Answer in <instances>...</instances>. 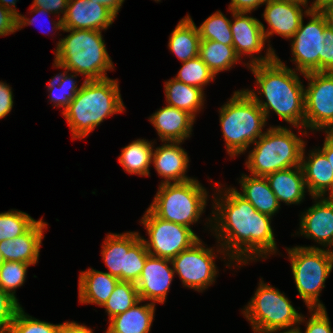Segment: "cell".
I'll return each mask as SVG.
<instances>
[{
  "label": "cell",
  "instance_id": "1",
  "mask_svg": "<svg viewBox=\"0 0 333 333\" xmlns=\"http://www.w3.org/2000/svg\"><path fill=\"white\" fill-rule=\"evenodd\" d=\"M224 195L225 199H215L214 209L217 212L213 213L217 223L214 224V231L219 232L215 234L218 240L221 238L220 241H223L220 244L224 249L221 250H226V255L238 264L275 253L277 248L270 225L272 216L257 211L235 188L226 190Z\"/></svg>",
  "mask_w": 333,
  "mask_h": 333
},
{
  "label": "cell",
  "instance_id": "2",
  "mask_svg": "<svg viewBox=\"0 0 333 333\" xmlns=\"http://www.w3.org/2000/svg\"><path fill=\"white\" fill-rule=\"evenodd\" d=\"M247 65L256 78V84L267 100L259 99L254 90H246L269 117L270 109L281 119L298 127H305V91L295 70L286 67L269 47L265 57L250 59Z\"/></svg>",
  "mask_w": 333,
  "mask_h": 333
},
{
  "label": "cell",
  "instance_id": "3",
  "mask_svg": "<svg viewBox=\"0 0 333 333\" xmlns=\"http://www.w3.org/2000/svg\"><path fill=\"white\" fill-rule=\"evenodd\" d=\"M125 109L116 80H84L81 89L62 112L73 139L88 136L104 118Z\"/></svg>",
  "mask_w": 333,
  "mask_h": 333
},
{
  "label": "cell",
  "instance_id": "4",
  "mask_svg": "<svg viewBox=\"0 0 333 333\" xmlns=\"http://www.w3.org/2000/svg\"><path fill=\"white\" fill-rule=\"evenodd\" d=\"M70 32L57 44L54 65L86 76L85 80L108 78L106 71L113 69L101 31L89 29H62Z\"/></svg>",
  "mask_w": 333,
  "mask_h": 333
},
{
  "label": "cell",
  "instance_id": "5",
  "mask_svg": "<svg viewBox=\"0 0 333 333\" xmlns=\"http://www.w3.org/2000/svg\"><path fill=\"white\" fill-rule=\"evenodd\" d=\"M219 112L223 137L231 157L245 152L264 134V112L246 90L235 91Z\"/></svg>",
  "mask_w": 333,
  "mask_h": 333
},
{
  "label": "cell",
  "instance_id": "6",
  "mask_svg": "<svg viewBox=\"0 0 333 333\" xmlns=\"http://www.w3.org/2000/svg\"><path fill=\"white\" fill-rule=\"evenodd\" d=\"M305 142L286 127H270L255 142L246 161L251 175L265 177L278 170L301 166Z\"/></svg>",
  "mask_w": 333,
  "mask_h": 333
},
{
  "label": "cell",
  "instance_id": "7",
  "mask_svg": "<svg viewBox=\"0 0 333 333\" xmlns=\"http://www.w3.org/2000/svg\"><path fill=\"white\" fill-rule=\"evenodd\" d=\"M207 192L196 180L162 183L149 209L159 218L190 228L205 209Z\"/></svg>",
  "mask_w": 333,
  "mask_h": 333
},
{
  "label": "cell",
  "instance_id": "8",
  "mask_svg": "<svg viewBox=\"0 0 333 333\" xmlns=\"http://www.w3.org/2000/svg\"><path fill=\"white\" fill-rule=\"evenodd\" d=\"M299 295L309 309L325 308L318 296L333 268V251L315 246L287 248Z\"/></svg>",
  "mask_w": 333,
  "mask_h": 333
},
{
  "label": "cell",
  "instance_id": "9",
  "mask_svg": "<svg viewBox=\"0 0 333 333\" xmlns=\"http://www.w3.org/2000/svg\"><path fill=\"white\" fill-rule=\"evenodd\" d=\"M259 284L255 295L243 311L254 333H272L288 328L290 329L287 332L296 331L297 327L293 326L304 321L303 316L278 289L261 280Z\"/></svg>",
  "mask_w": 333,
  "mask_h": 333
},
{
  "label": "cell",
  "instance_id": "10",
  "mask_svg": "<svg viewBox=\"0 0 333 333\" xmlns=\"http://www.w3.org/2000/svg\"><path fill=\"white\" fill-rule=\"evenodd\" d=\"M102 245V257L111 276L136 284L150 255L137 232L108 234Z\"/></svg>",
  "mask_w": 333,
  "mask_h": 333
},
{
  "label": "cell",
  "instance_id": "11",
  "mask_svg": "<svg viewBox=\"0 0 333 333\" xmlns=\"http://www.w3.org/2000/svg\"><path fill=\"white\" fill-rule=\"evenodd\" d=\"M141 222L149 235V240L142 238L143 242L148 253L154 257L172 260L199 240L191 228L165 221L157 217L149 208Z\"/></svg>",
  "mask_w": 333,
  "mask_h": 333
},
{
  "label": "cell",
  "instance_id": "12",
  "mask_svg": "<svg viewBox=\"0 0 333 333\" xmlns=\"http://www.w3.org/2000/svg\"><path fill=\"white\" fill-rule=\"evenodd\" d=\"M311 16L310 21L300 27L293 35L292 55L296 62V70L303 75L311 72H322V50L325 41L326 23L324 17L318 10H311L309 7L304 12Z\"/></svg>",
  "mask_w": 333,
  "mask_h": 333
},
{
  "label": "cell",
  "instance_id": "13",
  "mask_svg": "<svg viewBox=\"0 0 333 333\" xmlns=\"http://www.w3.org/2000/svg\"><path fill=\"white\" fill-rule=\"evenodd\" d=\"M310 81L305 91V128L324 129L333 125V72L304 74Z\"/></svg>",
  "mask_w": 333,
  "mask_h": 333
},
{
  "label": "cell",
  "instance_id": "14",
  "mask_svg": "<svg viewBox=\"0 0 333 333\" xmlns=\"http://www.w3.org/2000/svg\"><path fill=\"white\" fill-rule=\"evenodd\" d=\"M212 250L205 248L199 239L171 260L174 272L185 287L202 291L214 282L218 271L214 262L216 255Z\"/></svg>",
  "mask_w": 333,
  "mask_h": 333
},
{
  "label": "cell",
  "instance_id": "15",
  "mask_svg": "<svg viewBox=\"0 0 333 333\" xmlns=\"http://www.w3.org/2000/svg\"><path fill=\"white\" fill-rule=\"evenodd\" d=\"M116 15L93 0H68L66 14L53 23L56 29L106 30Z\"/></svg>",
  "mask_w": 333,
  "mask_h": 333
},
{
  "label": "cell",
  "instance_id": "16",
  "mask_svg": "<svg viewBox=\"0 0 333 333\" xmlns=\"http://www.w3.org/2000/svg\"><path fill=\"white\" fill-rule=\"evenodd\" d=\"M172 261L149 255L146 258L144 268L140 274L136 287L140 300H151L155 304L165 302L172 278L174 275L173 267L168 264Z\"/></svg>",
  "mask_w": 333,
  "mask_h": 333
},
{
  "label": "cell",
  "instance_id": "17",
  "mask_svg": "<svg viewBox=\"0 0 333 333\" xmlns=\"http://www.w3.org/2000/svg\"><path fill=\"white\" fill-rule=\"evenodd\" d=\"M265 3L263 16L271 28L265 31L264 25L261 24L265 38L268 39L275 33L287 39L292 38L303 19L300 5L306 7L307 4L294 0H266Z\"/></svg>",
  "mask_w": 333,
  "mask_h": 333
},
{
  "label": "cell",
  "instance_id": "18",
  "mask_svg": "<svg viewBox=\"0 0 333 333\" xmlns=\"http://www.w3.org/2000/svg\"><path fill=\"white\" fill-rule=\"evenodd\" d=\"M316 202L301 217L300 234L323 246H333V197Z\"/></svg>",
  "mask_w": 333,
  "mask_h": 333
},
{
  "label": "cell",
  "instance_id": "19",
  "mask_svg": "<svg viewBox=\"0 0 333 333\" xmlns=\"http://www.w3.org/2000/svg\"><path fill=\"white\" fill-rule=\"evenodd\" d=\"M46 226L47 224L40 219L21 236L1 241L0 252L4 260L35 265L44 238L43 229H46Z\"/></svg>",
  "mask_w": 333,
  "mask_h": 333
},
{
  "label": "cell",
  "instance_id": "20",
  "mask_svg": "<svg viewBox=\"0 0 333 333\" xmlns=\"http://www.w3.org/2000/svg\"><path fill=\"white\" fill-rule=\"evenodd\" d=\"M149 119L162 142H182L190 136L195 120L188 112L168 105Z\"/></svg>",
  "mask_w": 333,
  "mask_h": 333
},
{
  "label": "cell",
  "instance_id": "21",
  "mask_svg": "<svg viewBox=\"0 0 333 333\" xmlns=\"http://www.w3.org/2000/svg\"><path fill=\"white\" fill-rule=\"evenodd\" d=\"M154 149L152 162L157 173L165 178L162 183H180L191 180L185 176L188 168L189 158L187 152L179 146L181 142H167Z\"/></svg>",
  "mask_w": 333,
  "mask_h": 333
},
{
  "label": "cell",
  "instance_id": "22",
  "mask_svg": "<svg viewBox=\"0 0 333 333\" xmlns=\"http://www.w3.org/2000/svg\"><path fill=\"white\" fill-rule=\"evenodd\" d=\"M234 22L231 21L233 36V47L236 54L241 57L253 53H259L265 45V36L262 30V23L256 18L249 17L247 12H233ZM252 54V55H251Z\"/></svg>",
  "mask_w": 333,
  "mask_h": 333
},
{
  "label": "cell",
  "instance_id": "23",
  "mask_svg": "<svg viewBox=\"0 0 333 333\" xmlns=\"http://www.w3.org/2000/svg\"><path fill=\"white\" fill-rule=\"evenodd\" d=\"M304 153L303 149L301 167L308 192L315 200L324 197L327 191L333 197V171L325 154L319 149L312 151L306 161Z\"/></svg>",
  "mask_w": 333,
  "mask_h": 333
},
{
  "label": "cell",
  "instance_id": "24",
  "mask_svg": "<svg viewBox=\"0 0 333 333\" xmlns=\"http://www.w3.org/2000/svg\"><path fill=\"white\" fill-rule=\"evenodd\" d=\"M265 177L279 205L280 201L299 204L304 198L306 185L301 166L278 170Z\"/></svg>",
  "mask_w": 333,
  "mask_h": 333
},
{
  "label": "cell",
  "instance_id": "25",
  "mask_svg": "<svg viewBox=\"0 0 333 333\" xmlns=\"http://www.w3.org/2000/svg\"><path fill=\"white\" fill-rule=\"evenodd\" d=\"M120 280L107 272L88 269L79 277L80 303H94L103 306Z\"/></svg>",
  "mask_w": 333,
  "mask_h": 333
},
{
  "label": "cell",
  "instance_id": "26",
  "mask_svg": "<svg viewBox=\"0 0 333 333\" xmlns=\"http://www.w3.org/2000/svg\"><path fill=\"white\" fill-rule=\"evenodd\" d=\"M141 300L127 311L109 319L106 333H149L155 312V304L138 306Z\"/></svg>",
  "mask_w": 333,
  "mask_h": 333
},
{
  "label": "cell",
  "instance_id": "27",
  "mask_svg": "<svg viewBox=\"0 0 333 333\" xmlns=\"http://www.w3.org/2000/svg\"><path fill=\"white\" fill-rule=\"evenodd\" d=\"M239 183L243 192L238 194L249 201L257 211L272 216L279 210L280 205L266 177H249L243 174Z\"/></svg>",
  "mask_w": 333,
  "mask_h": 333
},
{
  "label": "cell",
  "instance_id": "28",
  "mask_svg": "<svg viewBox=\"0 0 333 333\" xmlns=\"http://www.w3.org/2000/svg\"><path fill=\"white\" fill-rule=\"evenodd\" d=\"M199 44V30L188 15L172 31L168 46L181 62H185L199 56Z\"/></svg>",
  "mask_w": 333,
  "mask_h": 333
},
{
  "label": "cell",
  "instance_id": "29",
  "mask_svg": "<svg viewBox=\"0 0 333 333\" xmlns=\"http://www.w3.org/2000/svg\"><path fill=\"white\" fill-rule=\"evenodd\" d=\"M165 96L168 106L186 111L194 118L204 101L202 89L177 81L175 78L165 82Z\"/></svg>",
  "mask_w": 333,
  "mask_h": 333
},
{
  "label": "cell",
  "instance_id": "30",
  "mask_svg": "<svg viewBox=\"0 0 333 333\" xmlns=\"http://www.w3.org/2000/svg\"><path fill=\"white\" fill-rule=\"evenodd\" d=\"M199 57L214 75L230 69L240 59L233 46L212 40H200Z\"/></svg>",
  "mask_w": 333,
  "mask_h": 333
},
{
  "label": "cell",
  "instance_id": "31",
  "mask_svg": "<svg viewBox=\"0 0 333 333\" xmlns=\"http://www.w3.org/2000/svg\"><path fill=\"white\" fill-rule=\"evenodd\" d=\"M153 143L144 139H137L122 148L119 163L126 172L149 176V167L152 162Z\"/></svg>",
  "mask_w": 333,
  "mask_h": 333
},
{
  "label": "cell",
  "instance_id": "32",
  "mask_svg": "<svg viewBox=\"0 0 333 333\" xmlns=\"http://www.w3.org/2000/svg\"><path fill=\"white\" fill-rule=\"evenodd\" d=\"M139 301L140 298L136 284L133 282L119 281L103 307H105L109 319H111L127 311Z\"/></svg>",
  "mask_w": 333,
  "mask_h": 333
},
{
  "label": "cell",
  "instance_id": "33",
  "mask_svg": "<svg viewBox=\"0 0 333 333\" xmlns=\"http://www.w3.org/2000/svg\"><path fill=\"white\" fill-rule=\"evenodd\" d=\"M231 21L220 11L209 16L198 28L200 40H212L233 46Z\"/></svg>",
  "mask_w": 333,
  "mask_h": 333
},
{
  "label": "cell",
  "instance_id": "34",
  "mask_svg": "<svg viewBox=\"0 0 333 333\" xmlns=\"http://www.w3.org/2000/svg\"><path fill=\"white\" fill-rule=\"evenodd\" d=\"M37 221L17 210L0 213V242L26 233Z\"/></svg>",
  "mask_w": 333,
  "mask_h": 333
},
{
  "label": "cell",
  "instance_id": "35",
  "mask_svg": "<svg viewBox=\"0 0 333 333\" xmlns=\"http://www.w3.org/2000/svg\"><path fill=\"white\" fill-rule=\"evenodd\" d=\"M182 63L183 66L175 77L177 81L203 90V86L215 78L213 72L199 56Z\"/></svg>",
  "mask_w": 333,
  "mask_h": 333
},
{
  "label": "cell",
  "instance_id": "36",
  "mask_svg": "<svg viewBox=\"0 0 333 333\" xmlns=\"http://www.w3.org/2000/svg\"><path fill=\"white\" fill-rule=\"evenodd\" d=\"M70 76L67 75V72L65 71L63 74L59 73L53 77L48 83V90H50L49 97L51 98V101L54 102V106L63 107V111L81 89V86L78 88L76 81L73 80L76 75L74 76L73 74Z\"/></svg>",
  "mask_w": 333,
  "mask_h": 333
},
{
  "label": "cell",
  "instance_id": "37",
  "mask_svg": "<svg viewBox=\"0 0 333 333\" xmlns=\"http://www.w3.org/2000/svg\"><path fill=\"white\" fill-rule=\"evenodd\" d=\"M30 265L23 262L5 261L0 267V288L16 298L15 289L23 285L27 268Z\"/></svg>",
  "mask_w": 333,
  "mask_h": 333
},
{
  "label": "cell",
  "instance_id": "38",
  "mask_svg": "<svg viewBox=\"0 0 333 333\" xmlns=\"http://www.w3.org/2000/svg\"><path fill=\"white\" fill-rule=\"evenodd\" d=\"M60 324L40 321L25 314L21 308L12 322L8 333H57Z\"/></svg>",
  "mask_w": 333,
  "mask_h": 333
},
{
  "label": "cell",
  "instance_id": "39",
  "mask_svg": "<svg viewBox=\"0 0 333 333\" xmlns=\"http://www.w3.org/2000/svg\"><path fill=\"white\" fill-rule=\"evenodd\" d=\"M17 298L0 288V333H8L17 312L21 309Z\"/></svg>",
  "mask_w": 333,
  "mask_h": 333
},
{
  "label": "cell",
  "instance_id": "40",
  "mask_svg": "<svg viewBox=\"0 0 333 333\" xmlns=\"http://www.w3.org/2000/svg\"><path fill=\"white\" fill-rule=\"evenodd\" d=\"M313 312L307 322L305 333H333L325 308L309 309ZM296 331L302 333L297 326Z\"/></svg>",
  "mask_w": 333,
  "mask_h": 333
},
{
  "label": "cell",
  "instance_id": "41",
  "mask_svg": "<svg viewBox=\"0 0 333 333\" xmlns=\"http://www.w3.org/2000/svg\"><path fill=\"white\" fill-rule=\"evenodd\" d=\"M324 48L322 50V72H333V31L325 29Z\"/></svg>",
  "mask_w": 333,
  "mask_h": 333
},
{
  "label": "cell",
  "instance_id": "42",
  "mask_svg": "<svg viewBox=\"0 0 333 333\" xmlns=\"http://www.w3.org/2000/svg\"><path fill=\"white\" fill-rule=\"evenodd\" d=\"M17 30V16L0 5V36L9 35Z\"/></svg>",
  "mask_w": 333,
  "mask_h": 333
},
{
  "label": "cell",
  "instance_id": "43",
  "mask_svg": "<svg viewBox=\"0 0 333 333\" xmlns=\"http://www.w3.org/2000/svg\"><path fill=\"white\" fill-rule=\"evenodd\" d=\"M11 87L0 82V119L4 118L13 107V96Z\"/></svg>",
  "mask_w": 333,
  "mask_h": 333
},
{
  "label": "cell",
  "instance_id": "44",
  "mask_svg": "<svg viewBox=\"0 0 333 333\" xmlns=\"http://www.w3.org/2000/svg\"><path fill=\"white\" fill-rule=\"evenodd\" d=\"M68 5V0H34L32 7L43 8L51 13H62L66 14V9Z\"/></svg>",
  "mask_w": 333,
  "mask_h": 333
},
{
  "label": "cell",
  "instance_id": "45",
  "mask_svg": "<svg viewBox=\"0 0 333 333\" xmlns=\"http://www.w3.org/2000/svg\"><path fill=\"white\" fill-rule=\"evenodd\" d=\"M266 0H231L229 10L233 12H247L257 9L261 4H264Z\"/></svg>",
  "mask_w": 333,
  "mask_h": 333
},
{
  "label": "cell",
  "instance_id": "46",
  "mask_svg": "<svg viewBox=\"0 0 333 333\" xmlns=\"http://www.w3.org/2000/svg\"><path fill=\"white\" fill-rule=\"evenodd\" d=\"M57 333H93L92 330L76 322H64L60 324Z\"/></svg>",
  "mask_w": 333,
  "mask_h": 333
},
{
  "label": "cell",
  "instance_id": "47",
  "mask_svg": "<svg viewBox=\"0 0 333 333\" xmlns=\"http://www.w3.org/2000/svg\"><path fill=\"white\" fill-rule=\"evenodd\" d=\"M31 9H32L31 13L35 12L38 15L42 14V13L44 15L47 14V13H51L49 11L44 10L43 8L32 7ZM35 20H36V17L30 20V19L26 18L25 16L19 14L17 16V29L21 30V28L25 25H30V24L32 25L33 22H35Z\"/></svg>",
  "mask_w": 333,
  "mask_h": 333
},
{
  "label": "cell",
  "instance_id": "48",
  "mask_svg": "<svg viewBox=\"0 0 333 333\" xmlns=\"http://www.w3.org/2000/svg\"><path fill=\"white\" fill-rule=\"evenodd\" d=\"M326 156L328 162L332 166L333 171V139L326 134L322 149H320Z\"/></svg>",
  "mask_w": 333,
  "mask_h": 333
},
{
  "label": "cell",
  "instance_id": "49",
  "mask_svg": "<svg viewBox=\"0 0 333 333\" xmlns=\"http://www.w3.org/2000/svg\"><path fill=\"white\" fill-rule=\"evenodd\" d=\"M318 11L324 17L326 27L333 31V5L322 7Z\"/></svg>",
  "mask_w": 333,
  "mask_h": 333
},
{
  "label": "cell",
  "instance_id": "50",
  "mask_svg": "<svg viewBox=\"0 0 333 333\" xmlns=\"http://www.w3.org/2000/svg\"><path fill=\"white\" fill-rule=\"evenodd\" d=\"M96 3L107 7L111 10L115 15H117L118 11L120 10L122 3L124 0H93Z\"/></svg>",
  "mask_w": 333,
  "mask_h": 333
},
{
  "label": "cell",
  "instance_id": "51",
  "mask_svg": "<svg viewBox=\"0 0 333 333\" xmlns=\"http://www.w3.org/2000/svg\"><path fill=\"white\" fill-rule=\"evenodd\" d=\"M16 0H0V5H2L4 8L10 10L13 14L16 16L19 15L18 11L15 9Z\"/></svg>",
  "mask_w": 333,
  "mask_h": 333
},
{
  "label": "cell",
  "instance_id": "52",
  "mask_svg": "<svg viewBox=\"0 0 333 333\" xmlns=\"http://www.w3.org/2000/svg\"><path fill=\"white\" fill-rule=\"evenodd\" d=\"M328 5H333V0H315L309 8L311 10H319Z\"/></svg>",
  "mask_w": 333,
  "mask_h": 333
},
{
  "label": "cell",
  "instance_id": "53",
  "mask_svg": "<svg viewBox=\"0 0 333 333\" xmlns=\"http://www.w3.org/2000/svg\"><path fill=\"white\" fill-rule=\"evenodd\" d=\"M327 135L333 139V125L326 131Z\"/></svg>",
  "mask_w": 333,
  "mask_h": 333
},
{
  "label": "cell",
  "instance_id": "54",
  "mask_svg": "<svg viewBox=\"0 0 333 333\" xmlns=\"http://www.w3.org/2000/svg\"><path fill=\"white\" fill-rule=\"evenodd\" d=\"M5 262L2 253L0 252V267L3 265V263Z\"/></svg>",
  "mask_w": 333,
  "mask_h": 333
},
{
  "label": "cell",
  "instance_id": "55",
  "mask_svg": "<svg viewBox=\"0 0 333 333\" xmlns=\"http://www.w3.org/2000/svg\"><path fill=\"white\" fill-rule=\"evenodd\" d=\"M294 1H299V2H303V3H306L308 2V0H294Z\"/></svg>",
  "mask_w": 333,
  "mask_h": 333
},
{
  "label": "cell",
  "instance_id": "56",
  "mask_svg": "<svg viewBox=\"0 0 333 333\" xmlns=\"http://www.w3.org/2000/svg\"><path fill=\"white\" fill-rule=\"evenodd\" d=\"M282 333H298V332L297 331H292V332L285 331V332H282Z\"/></svg>",
  "mask_w": 333,
  "mask_h": 333
}]
</instances>
